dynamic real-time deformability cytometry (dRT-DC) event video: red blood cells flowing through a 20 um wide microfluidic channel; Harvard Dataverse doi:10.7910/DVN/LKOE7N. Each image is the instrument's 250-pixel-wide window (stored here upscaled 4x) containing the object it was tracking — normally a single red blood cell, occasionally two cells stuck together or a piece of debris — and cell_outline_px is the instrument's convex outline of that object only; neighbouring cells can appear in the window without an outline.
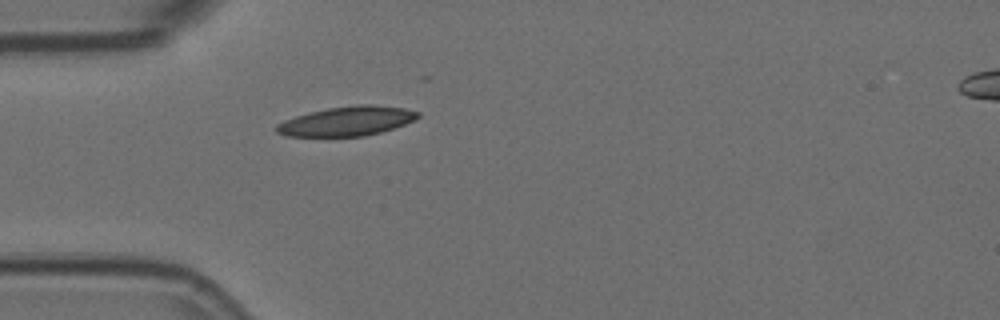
{"species": "Egyptian fruit bat (a non-hibernating species)", "species_latin": "Rousettus aegyptiacus", "temperature_condition": "room temperature", "stored_images_in_passage": 1, "camera_frame_rate_fps": 3000, "um_per_image_px": 0.085, "animal": {"sex": "female"}, "frame": {"image": 1, "passage_image": 1, "time_ms": 0.0, "image_size_px": [1000, 320], "cell_outline_px": [[420, 116], [416, 120], [380, 132], [364, 136], [288, 136], [276, 132], [276, 124], [284, 120], [308, 112], [328, 108], [360, 104], [372, 104], [404, 108], [420, 112]], "centroid_in_image_um": [29.5, 10.29], "position_along_channel_um": 55.5, "area_um2": 24.16}}